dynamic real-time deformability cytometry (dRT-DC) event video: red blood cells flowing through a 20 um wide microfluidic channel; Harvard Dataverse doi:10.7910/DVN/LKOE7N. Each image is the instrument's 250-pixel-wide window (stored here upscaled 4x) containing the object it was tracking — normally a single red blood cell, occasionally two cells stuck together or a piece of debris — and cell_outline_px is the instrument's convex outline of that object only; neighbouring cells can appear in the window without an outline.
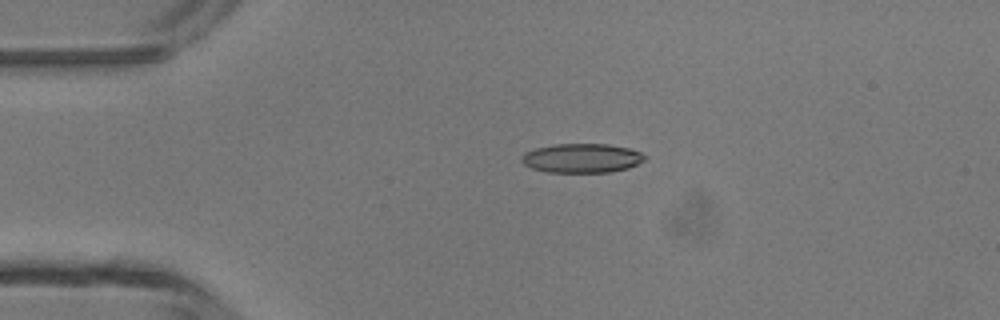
{"species": "common noctule bat (a hibernating species)", "species_latin": "Nyctalus noctula", "temperature_condition": "room temperature", "stored_images_in_passage": 4, "camera_frame_rate_fps": 3000, "um_per_image_px": 0.085, "animal": {"sex": "male", "body_mass_g": 13.3}, "frame": {"image": 1, "passage_image": 3, "time_ms": 2.333, "image_size_px": [1000, 320], "cell_outline_px": [[648, 156], [644, 160], [628, 168], [612, 172], [548, 172], [532, 168], [524, 164], [520, 160], [520, 156], [524, 152], [536, 148], [552, 144], [608, 144], [628, 148], [640, 152]], "centroid_in_image_um": [49.43, 13.44], "position_along_channel_um": 35.6, "area_um2": 21.04}}